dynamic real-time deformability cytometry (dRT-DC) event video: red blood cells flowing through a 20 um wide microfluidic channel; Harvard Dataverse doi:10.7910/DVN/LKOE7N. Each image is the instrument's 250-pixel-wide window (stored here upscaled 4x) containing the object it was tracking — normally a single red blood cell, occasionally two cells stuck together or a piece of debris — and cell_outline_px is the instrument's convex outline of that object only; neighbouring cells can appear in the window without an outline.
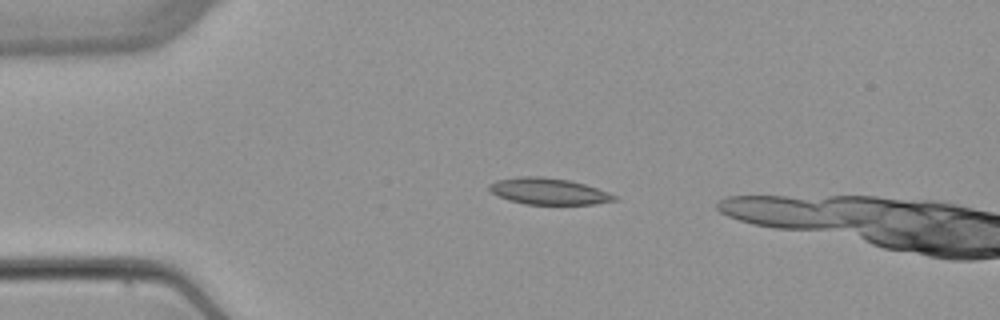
{"species": "common noctule bat (a hibernating species)", "species_latin": "Nyctalus noctula", "temperature_condition": "warm", "stored_images_in_passage": 3, "camera_frame_rate_fps": 3000, "um_per_image_px": 0.085, "animal": {"sex": "female", "body_mass_g": 22.7, "forearm_length_mm": 54.2}, "frame": {"image": 1, "passage_image": 2, "time_ms": 1.333, "image_size_px": [1000, 320], "cell_outline_px": [[620, 200], [596, 204], [524, 204], [508, 200], [496, 196], [488, 188], [488, 184], [496, 180], [520, 176], [540, 176], [568, 180], [584, 184], [608, 192], [616, 196]], "centroid_in_image_um": [46.61, 16.26], "position_along_channel_um": 38.4, "area_um2": 19.36}}